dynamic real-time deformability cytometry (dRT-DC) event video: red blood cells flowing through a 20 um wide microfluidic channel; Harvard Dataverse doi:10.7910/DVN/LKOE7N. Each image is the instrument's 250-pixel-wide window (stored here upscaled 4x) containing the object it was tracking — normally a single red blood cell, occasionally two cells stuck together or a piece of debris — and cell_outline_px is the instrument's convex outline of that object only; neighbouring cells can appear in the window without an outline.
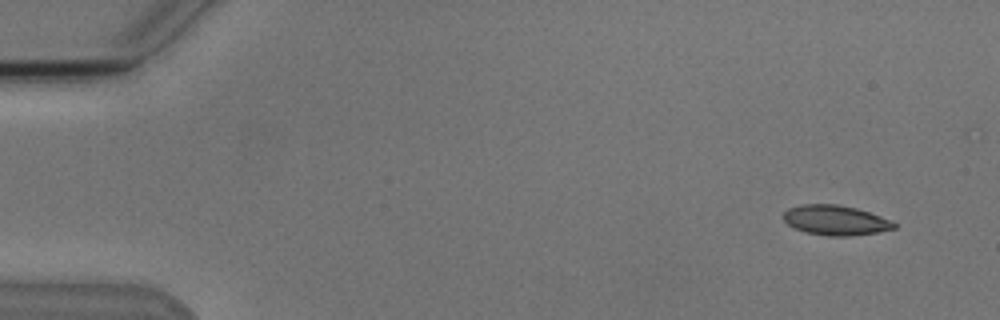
{"species": "Egyptian fruit bat (a non-hibernating species)", "species_latin": "Rousettus aegyptiacus", "temperature_condition": "cold", "stored_images_in_passage": 5, "camera_frame_rate_fps": 3000, "um_per_image_px": 0.085, "animal": {"sex": "male"}, "frame": {"image": 1, "passage_image": 1, "time_ms": 0.0, "image_size_px": [1000, 320], "cell_outline_px": [[896, 228], [876, 232], [848, 236], [828, 236], [804, 232], [788, 224], [784, 220], [784, 212], [788, 208], [800, 204], [836, 204], [856, 208], [880, 216], [896, 224]], "centroid_in_image_um": [70.98, 18.71], "position_along_channel_um": 14.0, "area_um2": 19.07}}